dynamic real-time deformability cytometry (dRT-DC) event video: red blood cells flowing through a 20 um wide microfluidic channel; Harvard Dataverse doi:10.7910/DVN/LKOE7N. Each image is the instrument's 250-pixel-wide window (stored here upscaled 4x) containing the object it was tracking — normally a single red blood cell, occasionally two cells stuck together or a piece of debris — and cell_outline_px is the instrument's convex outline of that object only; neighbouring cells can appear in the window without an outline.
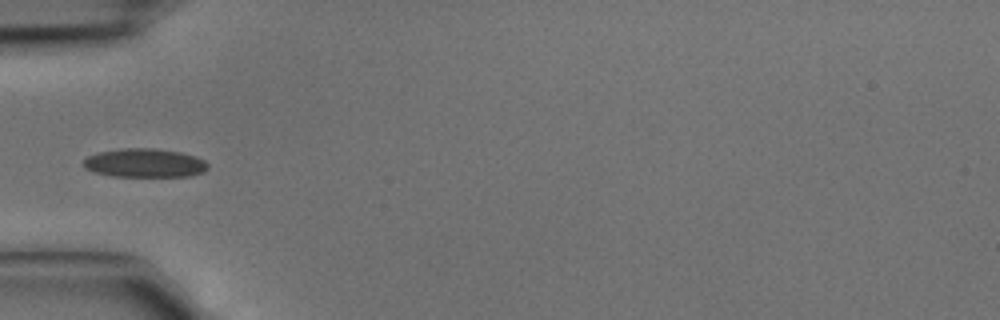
{"species": "common noctule bat (a hibernating species)", "species_latin": "Nyctalus noctula", "temperature_condition": "cold", "stored_images_in_passage": 2, "camera_frame_rate_fps": 3000, "um_per_image_px": 0.085, "animal": {"sex": "male", "body_mass_g": 15.6}, "frame": {"image": 1, "passage_image": 1, "time_ms": 0.0, "image_size_px": [1000, 320], "cell_outline_px": [[208, 168], [204, 172], [192, 176], [112, 176], [92, 172], [84, 168], [84, 160], [88, 156], [100, 152], [124, 148], [152, 148], [180, 152], [196, 156], [204, 160], [208, 164]], "centroid_in_image_um": [12.32, 13.86], "position_along_channel_um": 72.7, "area_um2": 20.87}}